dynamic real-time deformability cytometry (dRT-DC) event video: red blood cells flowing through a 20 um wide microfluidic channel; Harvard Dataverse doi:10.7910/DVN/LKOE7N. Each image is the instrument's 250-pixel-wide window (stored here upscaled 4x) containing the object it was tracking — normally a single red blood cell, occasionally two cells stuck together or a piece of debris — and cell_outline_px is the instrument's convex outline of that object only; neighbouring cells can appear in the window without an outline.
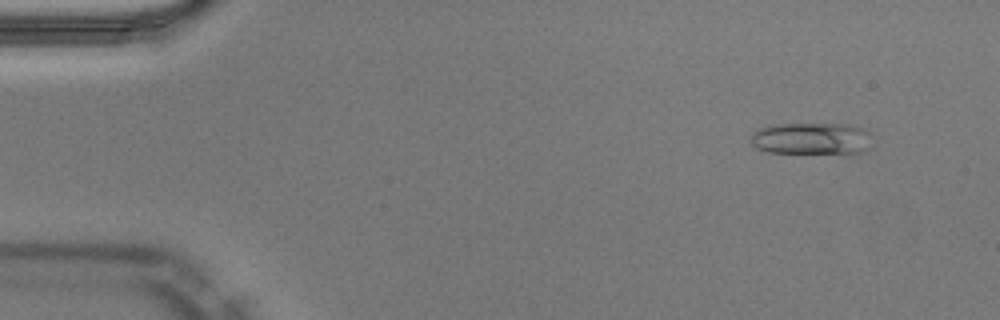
{"species": "Egyptian fruit bat (a non-hibernating species)", "species_latin": "Rousettus aegyptiacus", "temperature_condition": "warm", "stored_images_in_passage": 50, "camera_frame_rate_fps": 3000, "um_per_image_px": 0.085, "animal": {"sex": "male"}, "frame": {"image": 1, "passage_image": 5, "time_ms": 1.333, "image_size_px": [1000, 320], "cell_outline_px": [[868, 132], [864, 148], [860, 152], [848, 156], [768, 152], [756, 148], [748, 140], [752, 132], [760, 128], [780, 124], [844, 124], [860, 128]], "centroid_in_image_um": [68.88, 11.83], "position_along_channel_um": 16.1, "area_um2": 23.0}}
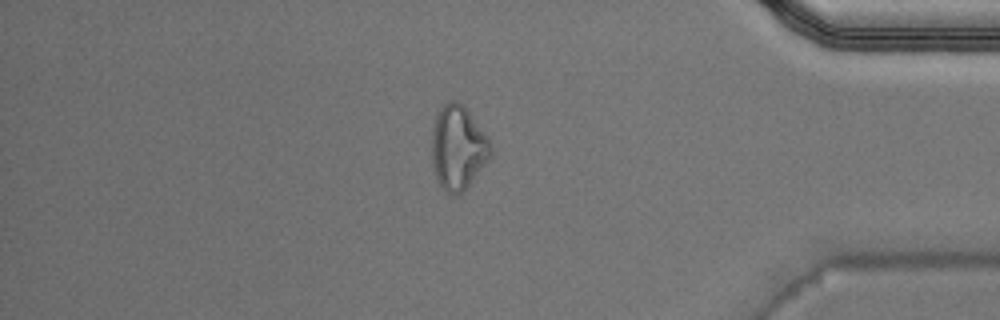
{"frame": {"image": 2, "passage_image": 43, "time_ms": 14.0, "image_size_px": [1000, 320], "cell_outline_px": [[492, 156], [468, 184], [456, 196], [452, 196], [440, 184], [436, 176], [432, 164], [432, 128], [436, 112], [448, 100], [456, 100], [464, 104], [488, 136], [492, 144]], "centroid_in_image_um": [38.93, 12.48], "position_along_channel_um": 396.3, "area_um2": 29.02}}
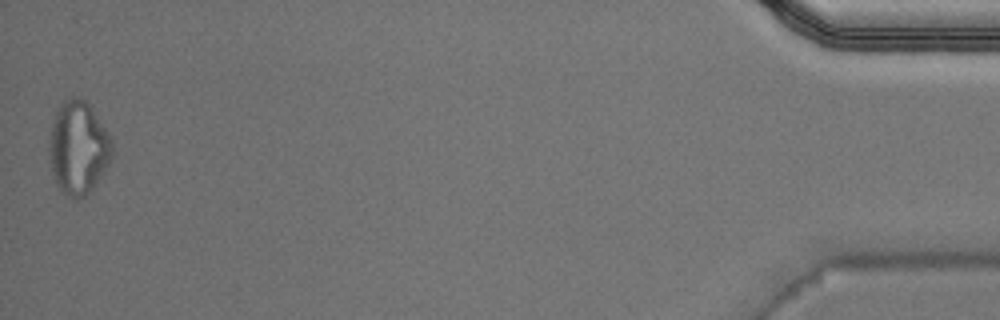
{"frame": {"image": 3, "passage_image": 50, "time_ms": 16.333, "image_size_px": [1000, 320], "cell_outline_px": [[112, 156], [104, 172], [88, 192], [84, 196], [76, 200], [68, 196], [56, 184], [52, 172], [48, 152], [48, 148], [52, 124], [56, 112], [60, 104], [64, 100], [72, 96], [80, 96], [92, 108], [112, 140]], "centroid_in_image_um": [6.63, 12.54], "position_along_channel_um": 428.6, "area_um2": 33.93}, "authors_computed_cell_mechanics": {"area_um2": 20.9525, "velocity_mm_per_s": 4.0426, "shape_relaxation_time_tau1_ms": null, "shape_relaxation_time_tau2_ms": 3.1979, "deformation_change_tau1": null, "deformation_change_tau2": 0.1177}}